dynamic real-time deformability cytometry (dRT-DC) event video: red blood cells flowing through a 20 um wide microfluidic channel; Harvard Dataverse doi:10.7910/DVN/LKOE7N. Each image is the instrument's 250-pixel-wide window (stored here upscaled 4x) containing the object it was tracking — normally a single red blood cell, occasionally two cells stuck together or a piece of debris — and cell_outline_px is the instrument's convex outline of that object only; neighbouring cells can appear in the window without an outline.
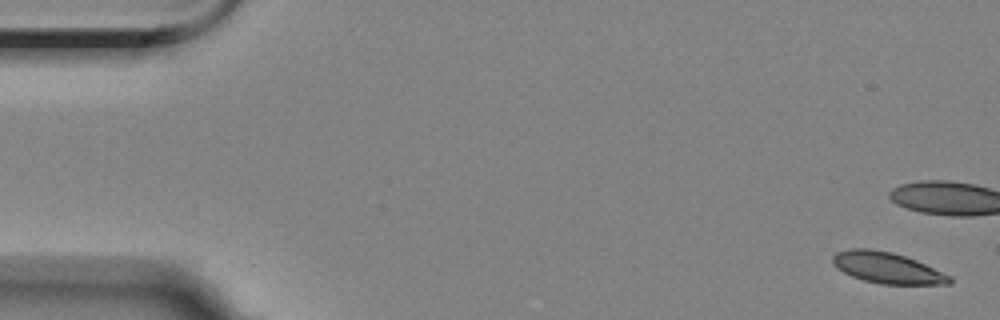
{"species": "Egyptian fruit bat (a non-hibernating species)", "species_latin": "Rousettus aegyptiacus", "temperature_condition": "room temperature", "stored_images_in_passage": 6, "camera_frame_rate_fps": 3000, "um_per_image_px": 0.085, "animal": {"sex": "female"}, "frame": {"image": 1, "passage_image": 1, "time_ms": 0.0, "image_size_px": [1000, 320], "cell_outline_px": [[952, 284], [880, 284], [864, 280], [852, 276], [844, 272], [832, 264], [832, 256], [836, 252], [848, 248], [872, 248], [892, 252], [916, 260], [952, 276]], "centroid_in_image_um": [75.4, 22.75], "position_along_channel_um": 9.6, "area_um2": 21.27}}
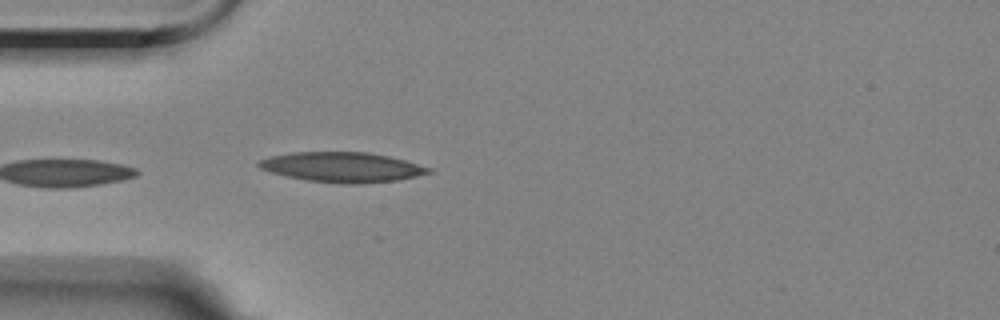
{"frame": {"image": 2, "passage_image": 6, "time_ms": 5.667, "image_size_px": [1000, 320], "cell_outline_px": [[432, 172], [416, 176], [396, 180], [360, 184], [344, 184], [308, 180], [288, 176], [272, 172], [260, 168], [256, 164], [256, 160], [268, 156], [292, 152], [368, 152], [388, 156], [404, 160], [432, 168]], "centroid_in_image_um": [29.05, 14.2], "position_along_channel_um": 55.9, "area_um2": 29.59}}